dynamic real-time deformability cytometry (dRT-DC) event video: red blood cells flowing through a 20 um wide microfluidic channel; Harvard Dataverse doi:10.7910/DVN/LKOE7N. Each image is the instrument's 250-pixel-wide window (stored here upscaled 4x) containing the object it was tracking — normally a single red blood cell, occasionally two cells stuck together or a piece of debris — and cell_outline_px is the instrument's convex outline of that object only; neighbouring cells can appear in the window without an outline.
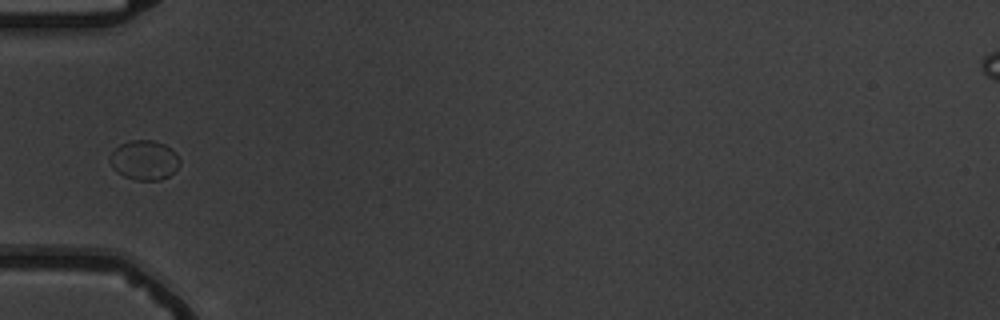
{"species": "common noctule bat (a hibernating species)", "species_latin": "Nyctalus noctula", "temperature_condition": "warm", "stored_images_in_passage": 10, "camera_frame_rate_fps": 3000, "um_per_image_px": 0.085, "animal": {"sex": "male", "body_mass_g": 19.5, "forearm_length_mm": 54.6}, "frame": {"image": 1, "passage_image": 5, "time_ms": 4.667, "image_size_px": [1000, 320], "cell_outline_px": [[180, 164], [168, 176], [160, 180], [136, 180], [124, 176], [116, 172], [112, 168], [108, 160], [108, 156], [120, 144], [132, 140], [152, 140], [164, 144], [172, 148], [176, 152], [180, 160]], "centroid_in_image_um": [12.25, 13.61], "position_along_channel_um": 72.8, "area_um2": 16.24}}
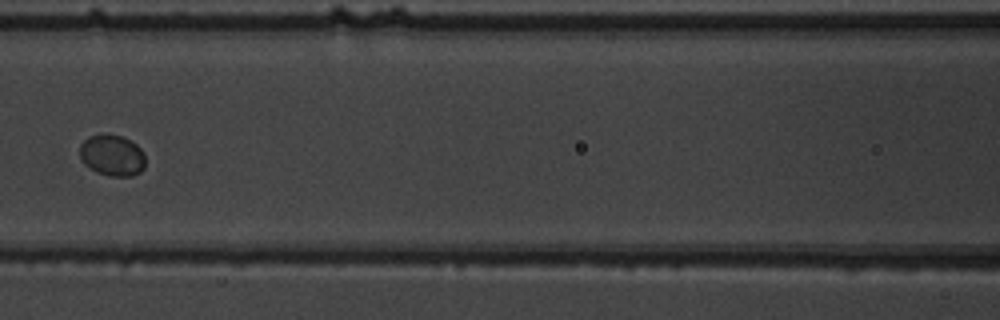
{"frame": {"image": 2, "passage_image": 7, "time_ms": 7.0, "image_size_px": [1000, 320], "cell_outline_px": [[144, 168], [140, 172], [132, 176], [108, 176], [96, 172], [84, 164], [80, 160], [80, 144], [88, 136], [104, 132], [108, 132], [120, 136], [136, 144], [144, 152]], "centroid_in_image_um": [9.5, 13.19], "position_along_channel_um": 157.1, "area_um2": 16.07}}
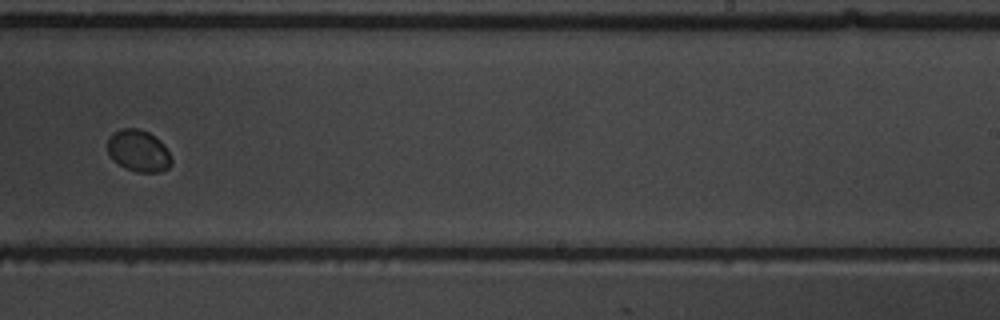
{"frame": {"image": 3, "passage_image": 10, "time_ms": 10.333, "image_size_px": [1000, 320], "cell_outline_px": [[172, 164], [168, 168], [160, 172], [136, 172], [124, 168], [108, 152], [108, 136], [112, 132], [120, 128], [136, 128], [148, 132], [160, 140], [164, 144], [172, 160]], "centroid_in_image_um": [11.78, 12.81], "position_along_channel_um": 277.2, "area_um2": 15.55}}